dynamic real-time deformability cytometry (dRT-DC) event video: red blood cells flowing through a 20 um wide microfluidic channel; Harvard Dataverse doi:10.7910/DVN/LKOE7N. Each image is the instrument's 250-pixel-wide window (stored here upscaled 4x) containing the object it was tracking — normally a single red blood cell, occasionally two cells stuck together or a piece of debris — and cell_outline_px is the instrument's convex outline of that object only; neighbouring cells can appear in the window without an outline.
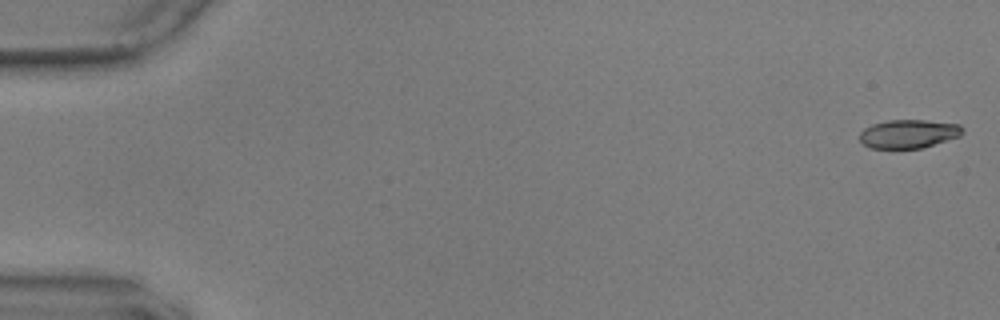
{"species": "common noctule bat (a hibernating species)", "species_latin": "Nyctalus noctula", "temperature_condition": "warm", "stored_images_in_passage": 56, "camera_frame_rate_fps": 3000, "um_per_image_px": 0.085, "animal": {"sex": "male", "body_mass_g": 17.9, "forearm_length_mm": 54.2}, "frame": {"image": 1, "passage_image": 1, "time_ms": 0.0, "image_size_px": [1000, 320], "cell_outline_px": [[964, 132], [960, 136], [920, 148], [868, 148], [860, 140], [860, 132], [864, 128], [872, 124], [888, 120], [924, 120], [960, 124], [964, 128]], "centroid_in_image_um": [77.23, 11.37], "position_along_channel_um": 7.8, "area_um2": 17.11}}
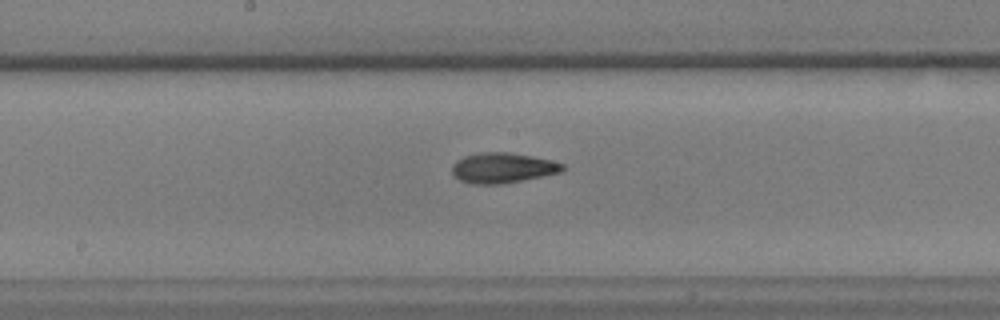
{"frame": {"image": 2, "passage_image": 30, "time_ms": 9.667, "image_size_px": [1000, 320], "cell_outline_px": [[564, 168], [560, 172], [500, 184], [472, 184], [460, 180], [452, 176], [452, 164], [456, 160], [464, 156], [480, 152], [508, 152], [532, 156], [564, 164]], "centroid_in_image_um": [42.64, 14.26], "position_along_channel_um": 205.6, "area_um2": 19.31}}
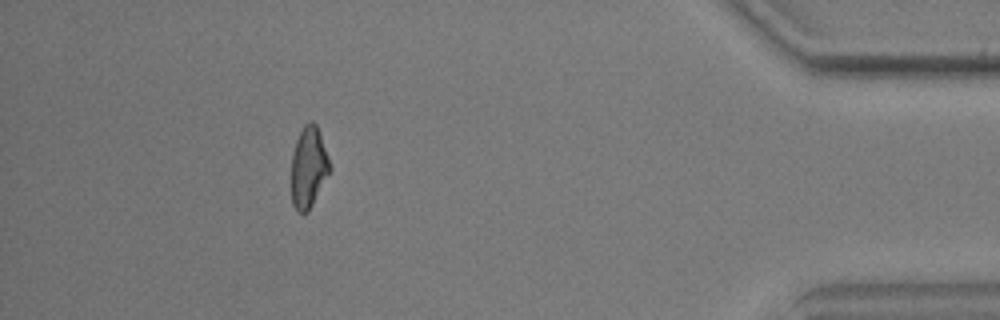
{"frame": {"image": 3, "passage_image": 51, "time_ms": 16.667, "image_size_px": [1000, 320], "cell_outline_px": [[332, 168], [308, 212], [300, 212], [292, 204], [292, 156], [296, 140], [304, 124], [308, 120], [312, 120], [316, 124], [328, 156]], "centroid_in_image_um": [26.24, 14.19], "position_along_channel_um": 409.0, "area_um2": 17.98}, "authors_computed_cell_mechanics": {"area_um2": 18.4671, "velocity_mm_per_s": 3.6078, "shape_relaxation_time_tau1_ms": 9.2255, "shape_relaxation_time_tau2_ms": 2.8519, "deformation_change_tau1": 0.2059, "deformation_change_tau2": 0.0987}}